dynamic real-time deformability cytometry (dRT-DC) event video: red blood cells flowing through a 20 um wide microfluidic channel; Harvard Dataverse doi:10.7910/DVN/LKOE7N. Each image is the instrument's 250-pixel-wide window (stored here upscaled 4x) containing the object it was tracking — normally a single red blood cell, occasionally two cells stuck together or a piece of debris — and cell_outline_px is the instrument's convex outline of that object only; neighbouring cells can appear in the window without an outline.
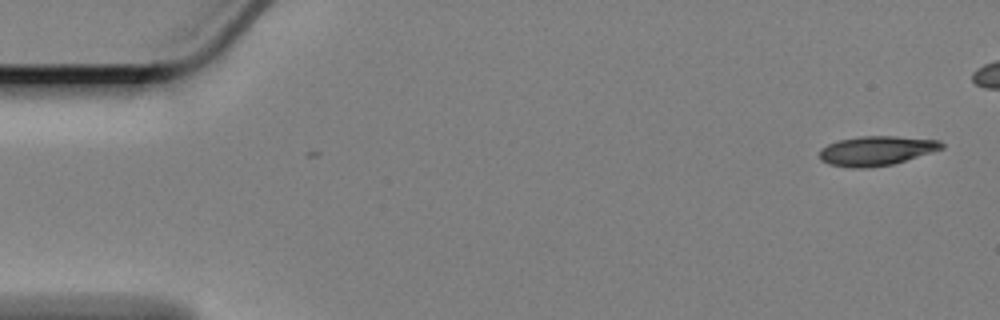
{"species": "Egyptian fruit bat (a non-hibernating species)", "species_latin": "Rousettus aegyptiacus", "temperature_condition": "cold", "stored_images_in_passage": 2, "camera_frame_rate_fps": 3000, "um_per_image_px": 0.085, "animal": {"sex": "female"}, "frame": {"image": 1, "passage_image": 2, "time_ms": 0.333, "image_size_px": [1000, 320], "cell_outline_px": [[944, 148], [932, 152], [892, 164], [868, 168], [852, 168], [828, 164], [820, 160], [820, 148], [828, 144], [840, 140], [860, 136], [896, 136], [940, 140], [944, 144]], "centroid_in_image_um": [74.49, 12.81], "position_along_channel_um": 10.5, "area_um2": 20.98}}